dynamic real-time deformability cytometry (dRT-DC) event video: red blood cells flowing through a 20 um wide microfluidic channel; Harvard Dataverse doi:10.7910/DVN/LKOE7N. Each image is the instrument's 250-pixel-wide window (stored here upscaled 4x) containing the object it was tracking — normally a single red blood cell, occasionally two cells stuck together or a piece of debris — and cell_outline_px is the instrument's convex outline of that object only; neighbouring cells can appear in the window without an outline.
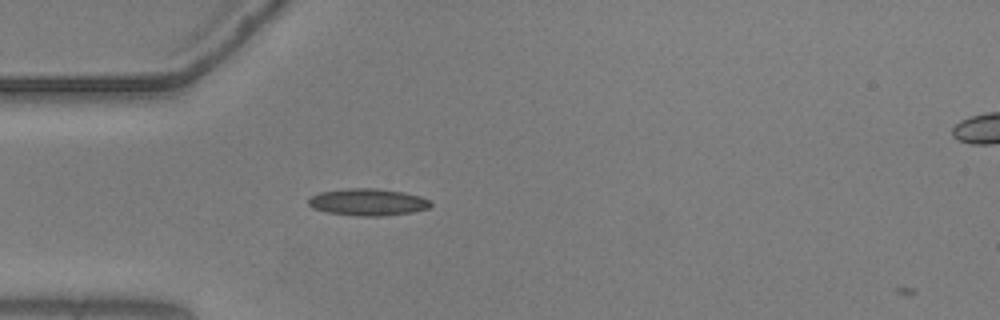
{"species": "common noctule bat (a hibernating species)", "species_latin": "Nyctalus noctula", "temperature_condition": "warm", "stored_images_in_passage": 3, "camera_frame_rate_fps": 3000, "um_per_image_px": 0.085, "animal": {"sex": "male", "body_mass_g": 20.5, "forearm_length_mm": 52.5}, "frame": {"image": 1, "passage_image": 2, "time_ms": 0.333, "image_size_px": [1000, 320], "cell_outline_px": [[432, 204], [428, 208], [412, 212], [380, 216], [360, 216], [328, 212], [312, 208], [308, 204], [308, 200], [312, 196], [320, 192], [348, 188], [376, 188], [404, 192], [420, 196], [428, 200]], "centroid_in_image_um": [31.26, 17.17], "position_along_channel_um": 53.7, "area_um2": 19.07}}